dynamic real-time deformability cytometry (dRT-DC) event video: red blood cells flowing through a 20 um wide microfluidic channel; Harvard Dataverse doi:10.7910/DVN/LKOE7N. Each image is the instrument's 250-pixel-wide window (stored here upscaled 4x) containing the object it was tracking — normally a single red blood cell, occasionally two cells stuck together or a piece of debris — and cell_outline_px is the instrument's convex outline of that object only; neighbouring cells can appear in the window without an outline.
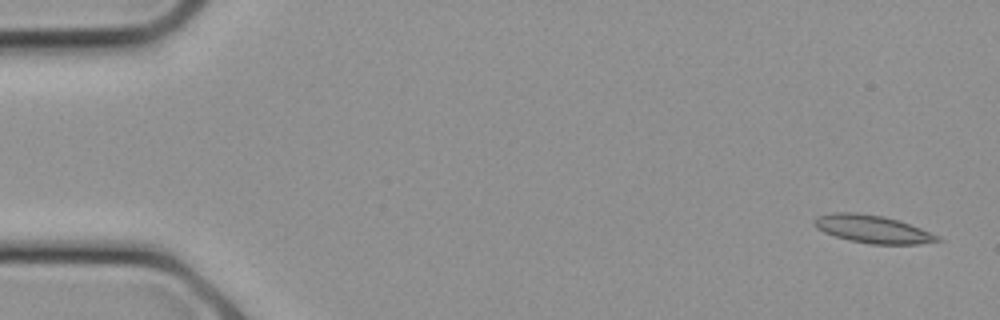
{"species": "common noctule bat (a hibernating species)", "species_latin": "Nyctalus noctula", "temperature_condition": "cold", "stored_images_in_passage": 6, "camera_frame_rate_fps": 3000, "um_per_image_px": 0.085, "animal": {"sex": "female", "body_mass_g": 21.9}, "frame": {"image": 1, "passage_image": 1, "time_ms": 0.0, "image_size_px": [1000, 320], "cell_outline_px": [[944, 240], [920, 244], [872, 244], [848, 240], [824, 232], [816, 228], [812, 224], [812, 220], [816, 216], [832, 212], [856, 212], [884, 216], [920, 228], [940, 236]], "centroid_in_image_um": [74.13, 19.47], "position_along_channel_um": 10.9, "area_um2": 20.06}}